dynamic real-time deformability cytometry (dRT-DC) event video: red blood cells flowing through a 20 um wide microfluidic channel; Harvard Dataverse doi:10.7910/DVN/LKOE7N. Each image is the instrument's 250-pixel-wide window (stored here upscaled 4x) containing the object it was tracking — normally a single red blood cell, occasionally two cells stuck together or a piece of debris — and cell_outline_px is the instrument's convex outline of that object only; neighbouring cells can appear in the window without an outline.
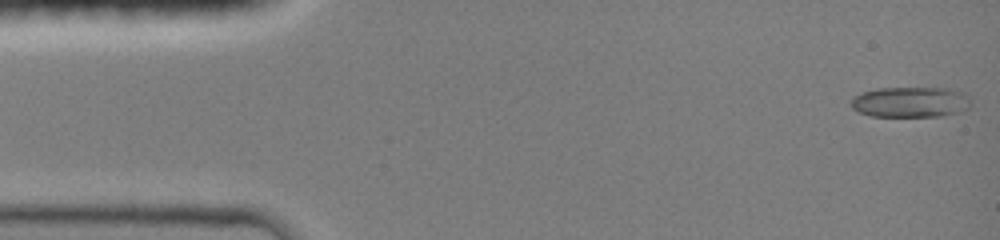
{"species": "common noctule bat (a hibernating species)", "species_latin": "Nyctalus noctula", "temperature_condition": "room temperature", "stored_images_in_passage": 32, "camera_frame_rate_fps": 3000, "um_per_image_px": 0.085, "animal": {"sex": "female", "body_mass_g": 19.0, "forearm_length_mm": 51.5}, "frame": {"image": 1, "passage_image": 1, "time_ms": 0.0, "image_size_px": [1000, 240], "cell_outline_px": [[972, 104], [968, 108], [960, 112], [940, 116], [872, 116], [860, 112], [852, 108], [852, 96], [864, 92], [880, 88], [948, 88], [964, 92], [968, 96]], "centroid_in_image_um": [77.44, 8.67], "position_along_channel_um": 7.6, "area_um2": 21.33}}
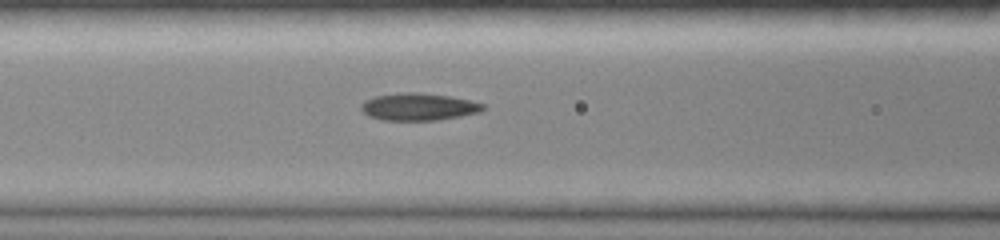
{"frame": {"image": 2, "passage_image": 13, "time_ms": 5.667, "image_size_px": [1000, 240], "cell_outline_px": [[484, 108], [480, 112], [460, 116], [436, 120], [384, 120], [368, 116], [360, 108], [360, 104], [364, 100], [376, 96], [404, 92], [420, 92], [448, 96], [468, 100], [484, 104]], "centroid_in_image_um": [35.54, 9.07], "position_along_channel_um": 131.1, "area_um2": 19.25}}
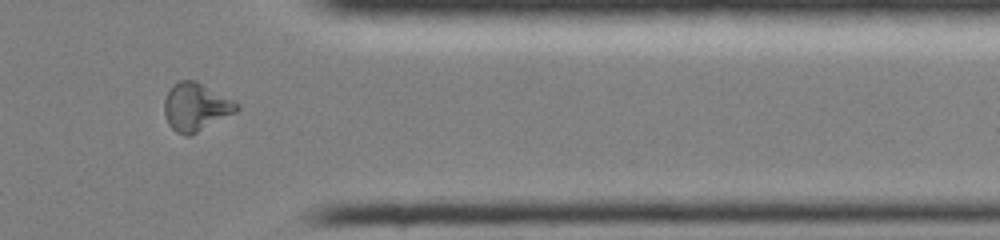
{"frame": {"image": 3, "passage_image": 26, "time_ms": 12.0, "image_size_px": [1000, 240], "cell_outline_px": [[240, 108], [236, 112], [188, 136], [184, 136], [176, 132], [168, 124], [164, 116], [164, 100], [168, 92], [180, 80], [196, 80], [240, 104]], "centroid_in_image_um": [16.64, 9.1], "position_along_channel_um": 394.8, "area_um2": 20.0}, "authors_computed_cell_mechanics": {"area_um2": 19.1607, "velocity_mm_per_s": 4.2189, "shape_relaxation_time_tau1_ms": 9.2455, "shape_relaxation_time_tau2_ms": 4.2793, "deformation_change_tau1": 0.2411, "deformation_change_tau2": 0.1035}}